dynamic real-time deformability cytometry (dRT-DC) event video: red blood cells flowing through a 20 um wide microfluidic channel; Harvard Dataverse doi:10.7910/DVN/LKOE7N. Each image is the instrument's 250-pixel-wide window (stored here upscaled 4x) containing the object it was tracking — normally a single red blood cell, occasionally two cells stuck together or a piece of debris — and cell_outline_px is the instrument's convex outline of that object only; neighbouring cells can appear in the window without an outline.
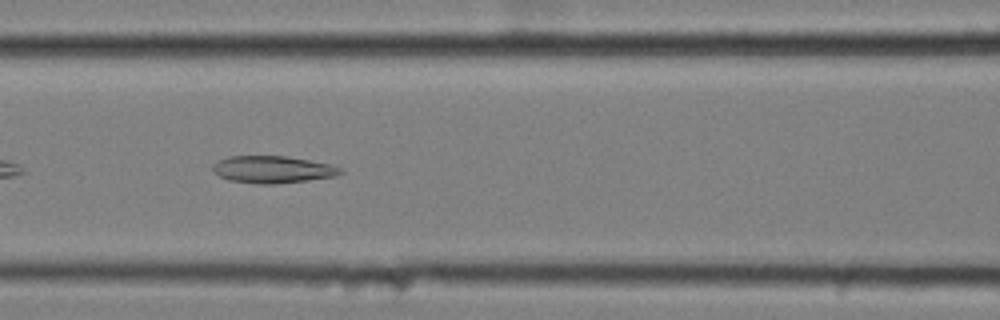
{"species": "common noctule bat (a hibernating species)", "species_latin": "Nyctalus noctula", "temperature_condition": "cold", "stored_images_in_passage": 34, "camera_frame_rate_fps": 3000, "um_per_image_px": 0.085, "animal": {"sex": "female", "body_mass_g": 25.1}, "frame": {"image": 1, "passage_image": 12, "time_ms": 3.667, "image_size_px": [1000, 320], "cell_outline_px": [[344, 172], [336, 176], [308, 180], [276, 184], [256, 184], [228, 180], [212, 172], [212, 164], [228, 156], [288, 156], [328, 164], [344, 168]], "centroid_in_image_um": [23.17, 14.41], "position_along_channel_um": 143.4, "area_um2": 20.35}}
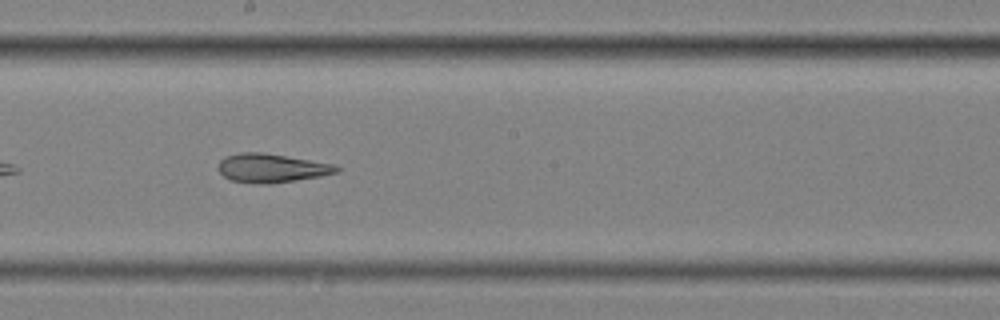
{"frame": {"image": 2, "passage_image": 19, "time_ms": 6.0, "image_size_px": [1000, 320], "cell_outline_px": [[340, 168], [336, 172], [320, 176], [272, 184], [256, 184], [232, 180], [224, 176], [216, 168], [220, 160], [228, 156], [240, 152], [264, 152], [332, 164]], "centroid_in_image_um": [23.03, 14.29], "position_along_channel_um": 225.2, "area_um2": 19.71}}
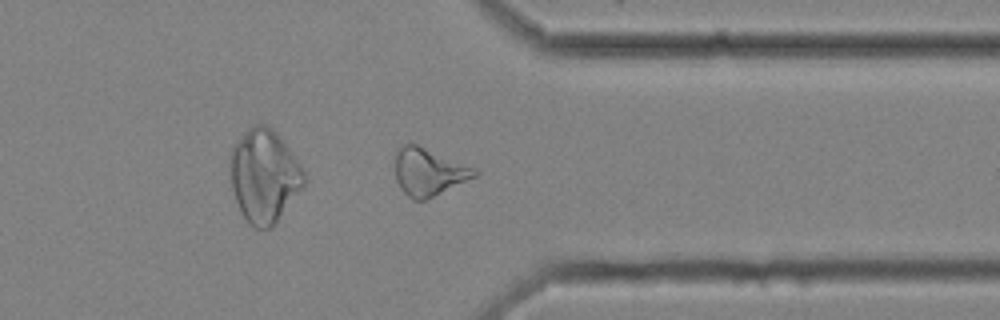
{"frame": {"image": 3, "passage_image": 32, "time_ms": 10.333, "image_size_px": [1000, 320], "cell_outline_px": [[480, 172], [476, 176], [424, 200], [412, 200], [400, 188], [396, 180], [392, 156], [396, 148], [404, 144], [416, 144], [476, 168]], "centroid_in_image_um": [36.36, 14.58], "position_along_channel_um": 375.0, "area_um2": 22.14}, "authors_computed_cell_mechanics": {"area_um2": 20.3456, "velocity_mm_per_s": 3.5082, "shape_relaxation_time_tau1_ms": null, "shape_relaxation_time_tau2_ms": 5.7163, "deformation_change_tau1": null, "deformation_change_tau2": 0.1666}}